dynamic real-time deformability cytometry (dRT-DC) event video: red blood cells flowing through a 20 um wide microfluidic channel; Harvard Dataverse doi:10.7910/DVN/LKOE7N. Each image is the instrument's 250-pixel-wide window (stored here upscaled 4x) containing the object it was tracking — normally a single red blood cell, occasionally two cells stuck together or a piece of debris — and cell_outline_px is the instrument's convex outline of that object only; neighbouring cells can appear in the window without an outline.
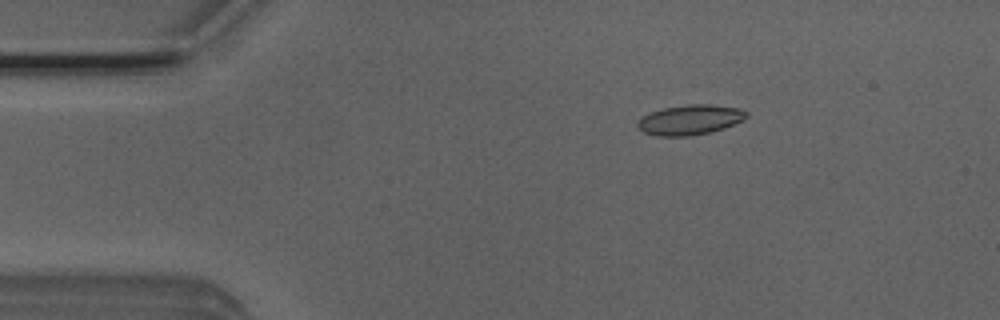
{"species": "Egyptian fruit bat (a non-hibernating species)", "species_latin": "Rousettus aegyptiacus", "temperature_condition": "room temperature", "stored_images_in_passage": 9, "camera_frame_rate_fps": 3000, "um_per_image_px": 0.085, "animal": {"sex": "male"}, "frame": {"image": 1, "passage_image": 2, "time_ms": 0.333, "image_size_px": [1000, 320], "cell_outline_px": [[748, 116], [744, 120], [724, 128], [708, 132], [688, 136], [656, 136], [644, 132], [636, 124], [644, 116], [652, 112], [664, 108], [688, 104], [708, 104], [740, 108], [748, 112]], "centroid_in_image_um": [58.7, 10.18], "position_along_channel_um": 26.3, "area_um2": 18.84}}